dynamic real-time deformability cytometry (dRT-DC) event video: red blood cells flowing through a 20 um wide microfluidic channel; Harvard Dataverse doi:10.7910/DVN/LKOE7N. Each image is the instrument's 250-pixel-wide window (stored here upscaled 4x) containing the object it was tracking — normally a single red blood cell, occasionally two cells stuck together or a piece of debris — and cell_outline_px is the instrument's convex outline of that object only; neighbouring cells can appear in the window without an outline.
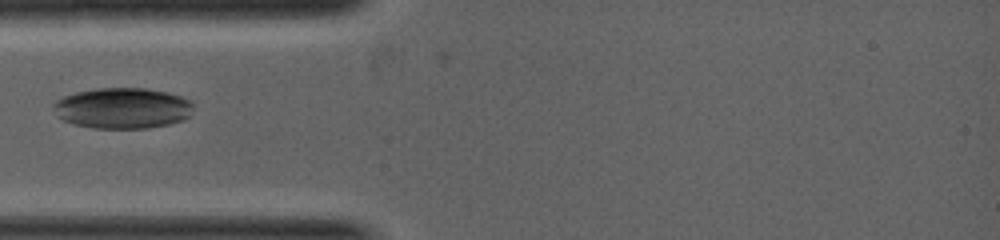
{"species": "common noctule bat (a hibernating species)", "species_latin": "Nyctalus noctula", "temperature_condition": "warm", "stored_images_in_passage": 10, "camera_frame_rate_fps": 5000, "um_per_image_px": 0.085, "animal": {"sex": "female", "body_mass_g": 19.0, "forearm_length_mm": 53.3}, "frame": {"image": 1, "passage_image": 8, "time_ms": 1.8, "image_size_px": [1000, 240], "cell_outline_px": [[192, 108], [188, 116], [184, 120], [168, 124], [148, 128], [96, 128], [76, 124], [64, 120], [56, 116], [52, 108], [52, 104], [56, 100], [64, 96], [76, 92], [96, 88], [144, 88], [168, 92], [192, 100]], "centroid_in_image_um": [10.4, 9.18], "position_along_channel_um": 74.6, "area_um2": 33.35}}